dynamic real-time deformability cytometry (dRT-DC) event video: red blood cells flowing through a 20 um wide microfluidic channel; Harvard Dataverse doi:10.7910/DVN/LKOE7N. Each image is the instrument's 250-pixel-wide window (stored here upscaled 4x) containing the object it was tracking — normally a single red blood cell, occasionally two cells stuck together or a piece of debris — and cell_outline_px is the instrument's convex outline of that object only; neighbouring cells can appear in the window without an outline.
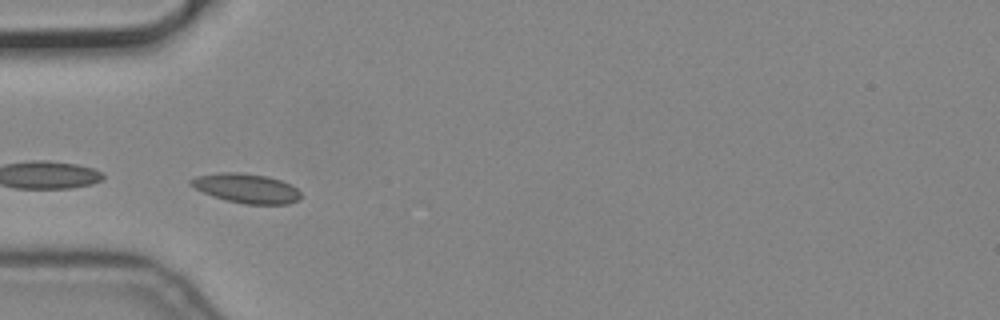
{"species": "common noctule bat (a hibernating species)", "species_latin": "Nyctalus noctula", "temperature_condition": "cold", "stored_images_in_passage": 4, "camera_frame_rate_fps": 3000, "um_per_image_px": 0.085, "animal": {"sex": "male", "body_mass_g": 19.2, "forearm_length_mm": 51.8}, "frame": {"image": 1, "passage_image": 2, "time_ms": 0.333, "image_size_px": [1000, 320], "cell_outline_px": [[300, 200], [288, 204], [244, 204], [212, 196], [188, 184], [188, 180], [196, 176], [220, 172], [236, 172], [268, 176], [292, 184], [300, 192]], "centroid_in_image_um": [20.95, 16.0], "position_along_channel_um": 64.1, "area_um2": 18.9}}
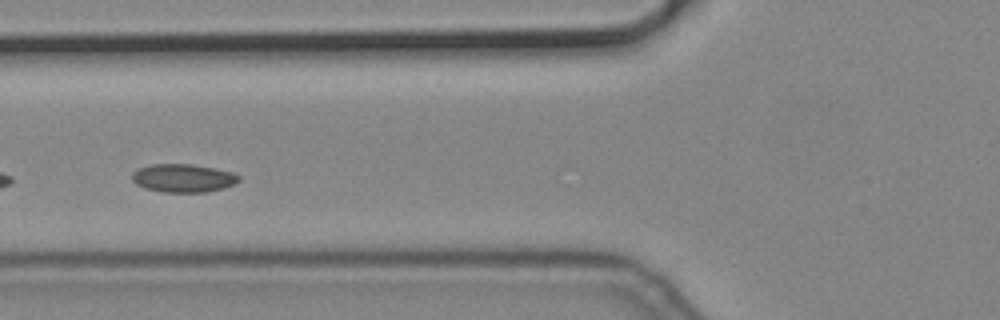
{"frame": {"image": 2, "passage_image": 3, "time_ms": 0.667, "image_size_px": [1000, 320], "cell_outline_px": [[240, 180], [236, 184], [224, 188], [208, 192], [164, 192], [144, 188], [136, 184], [132, 180], [132, 172], [136, 168], [148, 164], [192, 164], [216, 168], [236, 172], [240, 176]], "centroid_in_image_um": [15.59, 15.13], "position_along_channel_um": 110.2, "area_um2": 18.03}}
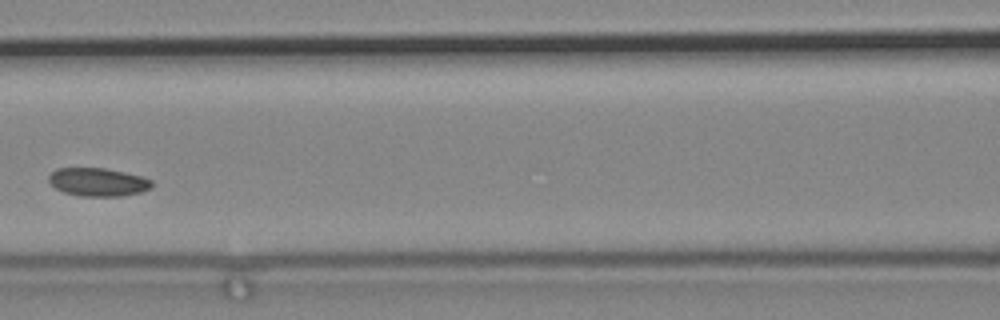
{"frame": {"image": 3, "passage_image": 4, "time_ms": 1.0, "image_size_px": [1000, 320], "cell_outline_px": [[152, 188], [140, 192], [120, 196], [80, 196], [64, 192], [56, 188], [48, 180], [48, 176], [56, 168], [104, 168], [124, 172], [140, 176], [152, 180]], "centroid_in_image_um": [8.32, 15.47], "position_along_channel_um": 158.3, "area_um2": 16.88}}